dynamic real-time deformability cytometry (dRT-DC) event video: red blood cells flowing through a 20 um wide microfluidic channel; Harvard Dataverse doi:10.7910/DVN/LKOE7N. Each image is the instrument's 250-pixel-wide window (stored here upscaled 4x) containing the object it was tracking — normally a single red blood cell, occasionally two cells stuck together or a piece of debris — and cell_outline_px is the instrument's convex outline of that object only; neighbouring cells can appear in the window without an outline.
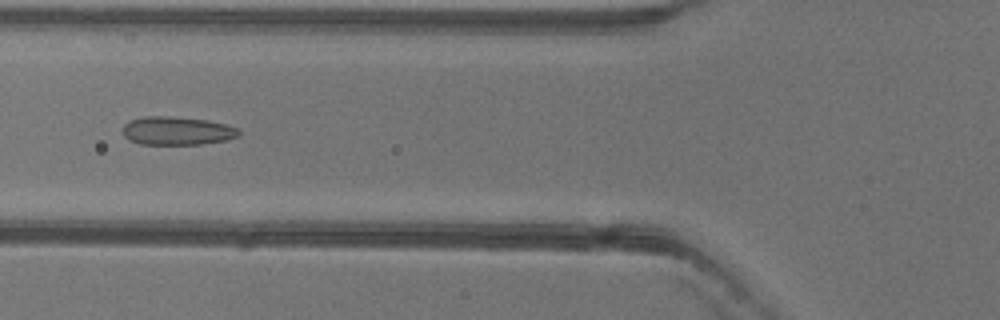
{"species": "common noctule bat (a hibernating species)", "species_latin": "Nyctalus noctula", "temperature_condition": "warm", "stored_images_in_passage": 45, "camera_frame_rate_fps": 3000, "um_per_image_px": 0.085, "animal": {"sex": "female"}, "frame": {"image": 1, "passage_image": 13, "time_ms": 4.0, "image_size_px": [1000, 320], "cell_outline_px": [[240, 136], [224, 140], [200, 144], [140, 144], [128, 140], [124, 136], [124, 124], [128, 120], [144, 116], [172, 116], [208, 120], [228, 124], [240, 128]], "centroid_in_image_um": [15.06, 11.1], "position_along_channel_um": 110.7, "area_um2": 19.42}}
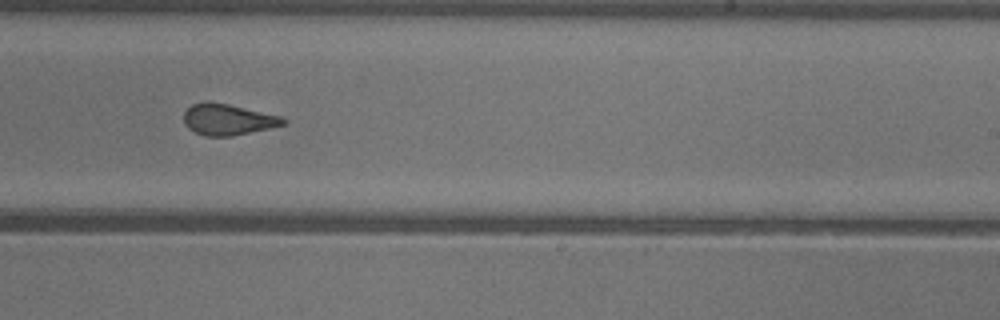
{"frame": {"image": 2, "passage_image": 25, "time_ms": 8.0, "image_size_px": [1000, 320], "cell_outline_px": [[288, 120], [284, 124], [272, 128], [232, 136], [204, 136], [188, 128], [184, 124], [184, 112], [192, 104], [204, 100], [208, 100], [228, 104], [280, 116]], "centroid_in_image_um": [19.35, 10.15], "position_along_channel_um": 269.7, "area_um2": 18.15}}
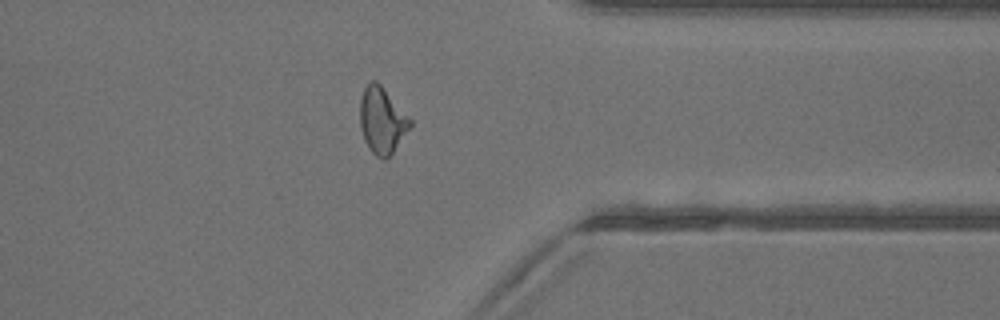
{"frame": {"image": 3, "passage_image": 34, "time_ms": 11.0, "image_size_px": [1000, 320], "cell_outline_px": [[412, 124], [392, 152], [384, 160], [376, 156], [368, 148], [364, 140], [360, 128], [360, 100], [364, 88], [368, 80], [376, 80], [380, 84], [412, 120]], "centroid_in_image_um": [32.44, 10.21], "position_along_channel_um": 379.0, "area_um2": 19.19}, "authors_computed_cell_mechanics": {"area_um2": 19.1896, "velocity_mm_per_s": 3.978, "shape_relaxation_time_tau1_ms": null, "shape_relaxation_time_tau2_ms": 1.3516, "deformation_change_tau1": null, "deformation_change_tau2": 0.0969}}